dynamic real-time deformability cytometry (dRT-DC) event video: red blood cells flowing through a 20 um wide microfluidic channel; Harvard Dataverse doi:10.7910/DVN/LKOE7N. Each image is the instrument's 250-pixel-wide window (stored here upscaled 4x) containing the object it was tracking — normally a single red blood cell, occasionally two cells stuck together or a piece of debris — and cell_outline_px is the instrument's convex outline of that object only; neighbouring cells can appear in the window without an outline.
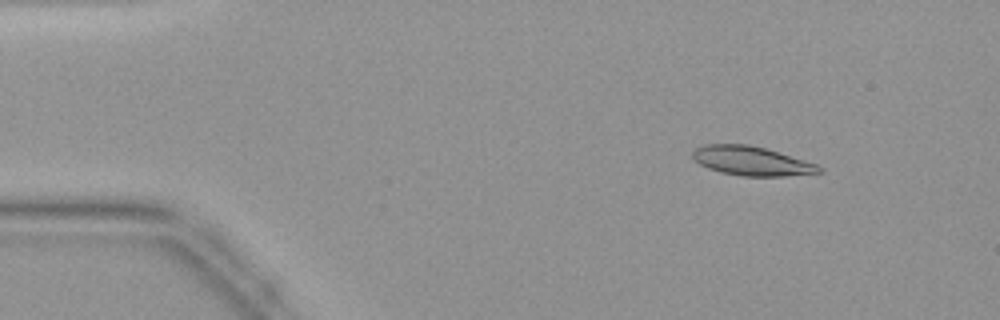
{"species": "common noctule bat (a hibernating species)", "species_latin": "Nyctalus noctula", "temperature_condition": "warm", "stored_images_in_passage": 12, "camera_frame_rate_fps": 3000, "um_per_image_px": 0.085, "animal": {"sex": "female", "body_mass_g": 19.9}, "frame": {"image": 1, "passage_image": 6, "time_ms": 1.667, "image_size_px": [1000, 320], "cell_outline_px": [[824, 172], [784, 176], [740, 176], [720, 172], [708, 168], [700, 164], [692, 156], [692, 152], [696, 148], [704, 144], [748, 144], [764, 148], [804, 160], [816, 164], [824, 168]], "centroid_in_image_um": [63.88, 13.69], "position_along_channel_um": 21.1, "area_um2": 21.39}}